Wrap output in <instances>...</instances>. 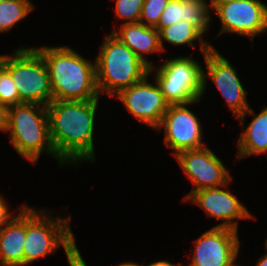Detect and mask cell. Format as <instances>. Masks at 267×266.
<instances>
[{"instance_id": "7402d4cb", "label": "cell", "mask_w": 267, "mask_h": 266, "mask_svg": "<svg viewBox=\"0 0 267 266\" xmlns=\"http://www.w3.org/2000/svg\"><path fill=\"white\" fill-rule=\"evenodd\" d=\"M144 0H116L115 17L126 23H137L140 20Z\"/></svg>"}, {"instance_id": "9c48e42d", "label": "cell", "mask_w": 267, "mask_h": 266, "mask_svg": "<svg viewBox=\"0 0 267 266\" xmlns=\"http://www.w3.org/2000/svg\"><path fill=\"white\" fill-rule=\"evenodd\" d=\"M202 57H204L207 73L203 68V91L201 98L206 93L207 79L209 78L219 90L231 112L238 118L250 105L246 98L247 91L243 87L236 69L215 47L211 48Z\"/></svg>"}, {"instance_id": "4316f807", "label": "cell", "mask_w": 267, "mask_h": 266, "mask_svg": "<svg viewBox=\"0 0 267 266\" xmlns=\"http://www.w3.org/2000/svg\"><path fill=\"white\" fill-rule=\"evenodd\" d=\"M209 5L210 6H220L229 2H233L235 0H209Z\"/></svg>"}, {"instance_id": "d6986e66", "label": "cell", "mask_w": 267, "mask_h": 266, "mask_svg": "<svg viewBox=\"0 0 267 266\" xmlns=\"http://www.w3.org/2000/svg\"><path fill=\"white\" fill-rule=\"evenodd\" d=\"M161 49L164 52V41L172 46L190 45L195 48V42L199 40V50L202 55L206 54L214 46L204 39V34L192 23L185 20H178L169 27L159 32Z\"/></svg>"}, {"instance_id": "83f0119b", "label": "cell", "mask_w": 267, "mask_h": 266, "mask_svg": "<svg viewBox=\"0 0 267 266\" xmlns=\"http://www.w3.org/2000/svg\"><path fill=\"white\" fill-rule=\"evenodd\" d=\"M255 266H267V252L262 257H259Z\"/></svg>"}, {"instance_id": "ac0fdd59", "label": "cell", "mask_w": 267, "mask_h": 266, "mask_svg": "<svg viewBox=\"0 0 267 266\" xmlns=\"http://www.w3.org/2000/svg\"><path fill=\"white\" fill-rule=\"evenodd\" d=\"M254 116L253 120L249 123L246 129H244V119L246 115ZM252 114V115H251ZM241 124L242 133L237 141V157L244 158L250 155H259L267 153V106H263L259 114L254 113L251 107H249L238 118Z\"/></svg>"}, {"instance_id": "5bb4252c", "label": "cell", "mask_w": 267, "mask_h": 266, "mask_svg": "<svg viewBox=\"0 0 267 266\" xmlns=\"http://www.w3.org/2000/svg\"><path fill=\"white\" fill-rule=\"evenodd\" d=\"M228 185L209 187L191 193L184 201L201 207L210 218L223 220L216 227H227L238 231V220L254 219L246 206L229 190Z\"/></svg>"}, {"instance_id": "5b68a950", "label": "cell", "mask_w": 267, "mask_h": 266, "mask_svg": "<svg viewBox=\"0 0 267 266\" xmlns=\"http://www.w3.org/2000/svg\"><path fill=\"white\" fill-rule=\"evenodd\" d=\"M0 64L11 74L22 103L47 106L53 101L46 61L35 47H19L0 54Z\"/></svg>"}, {"instance_id": "ba28073f", "label": "cell", "mask_w": 267, "mask_h": 266, "mask_svg": "<svg viewBox=\"0 0 267 266\" xmlns=\"http://www.w3.org/2000/svg\"><path fill=\"white\" fill-rule=\"evenodd\" d=\"M210 9L221 23L217 37L224 33H235L253 41L254 37L267 31V4L259 0H235L210 6Z\"/></svg>"}, {"instance_id": "52a82bcc", "label": "cell", "mask_w": 267, "mask_h": 266, "mask_svg": "<svg viewBox=\"0 0 267 266\" xmlns=\"http://www.w3.org/2000/svg\"><path fill=\"white\" fill-rule=\"evenodd\" d=\"M159 66L153 69L154 79L160 87L165 101L169 105L192 104L201 100L203 91V66L191 56L163 59Z\"/></svg>"}, {"instance_id": "d4e9b609", "label": "cell", "mask_w": 267, "mask_h": 266, "mask_svg": "<svg viewBox=\"0 0 267 266\" xmlns=\"http://www.w3.org/2000/svg\"><path fill=\"white\" fill-rule=\"evenodd\" d=\"M8 108L0 103V132H5L7 128Z\"/></svg>"}, {"instance_id": "277c9868", "label": "cell", "mask_w": 267, "mask_h": 266, "mask_svg": "<svg viewBox=\"0 0 267 266\" xmlns=\"http://www.w3.org/2000/svg\"><path fill=\"white\" fill-rule=\"evenodd\" d=\"M99 94L115 96L149 74V66L116 36L109 33L95 59Z\"/></svg>"}, {"instance_id": "cb8c5ba5", "label": "cell", "mask_w": 267, "mask_h": 266, "mask_svg": "<svg viewBox=\"0 0 267 266\" xmlns=\"http://www.w3.org/2000/svg\"><path fill=\"white\" fill-rule=\"evenodd\" d=\"M4 199L6 200L0 195V227L13 216L8 203Z\"/></svg>"}, {"instance_id": "ffe728a7", "label": "cell", "mask_w": 267, "mask_h": 266, "mask_svg": "<svg viewBox=\"0 0 267 266\" xmlns=\"http://www.w3.org/2000/svg\"><path fill=\"white\" fill-rule=\"evenodd\" d=\"M34 9L31 0H4L0 2V33L10 31Z\"/></svg>"}, {"instance_id": "44dd1931", "label": "cell", "mask_w": 267, "mask_h": 266, "mask_svg": "<svg viewBox=\"0 0 267 266\" xmlns=\"http://www.w3.org/2000/svg\"><path fill=\"white\" fill-rule=\"evenodd\" d=\"M0 103L7 108L23 104L11 74L0 64Z\"/></svg>"}, {"instance_id": "e0dca14e", "label": "cell", "mask_w": 267, "mask_h": 266, "mask_svg": "<svg viewBox=\"0 0 267 266\" xmlns=\"http://www.w3.org/2000/svg\"><path fill=\"white\" fill-rule=\"evenodd\" d=\"M111 33L132 50L145 64L153 66L148 61L147 54L163 52L160 45L159 32L141 22L121 24V27L113 28Z\"/></svg>"}, {"instance_id": "3957f363", "label": "cell", "mask_w": 267, "mask_h": 266, "mask_svg": "<svg viewBox=\"0 0 267 266\" xmlns=\"http://www.w3.org/2000/svg\"><path fill=\"white\" fill-rule=\"evenodd\" d=\"M10 143L19 156L35 164L41 154L47 153L66 166L56 155L50 137L47 106L27 104L8 108L7 128Z\"/></svg>"}, {"instance_id": "7c38bea8", "label": "cell", "mask_w": 267, "mask_h": 266, "mask_svg": "<svg viewBox=\"0 0 267 266\" xmlns=\"http://www.w3.org/2000/svg\"><path fill=\"white\" fill-rule=\"evenodd\" d=\"M193 243L189 266H228L237 260L241 242L237 230L214 226Z\"/></svg>"}, {"instance_id": "30bf717a", "label": "cell", "mask_w": 267, "mask_h": 266, "mask_svg": "<svg viewBox=\"0 0 267 266\" xmlns=\"http://www.w3.org/2000/svg\"><path fill=\"white\" fill-rule=\"evenodd\" d=\"M197 102L169 105L157 128L159 132L164 129V144L174 150V156L182 151L207 146L202 141L204 134L198 117L187 108Z\"/></svg>"}, {"instance_id": "f1b7e54d", "label": "cell", "mask_w": 267, "mask_h": 266, "mask_svg": "<svg viewBox=\"0 0 267 266\" xmlns=\"http://www.w3.org/2000/svg\"><path fill=\"white\" fill-rule=\"evenodd\" d=\"M117 266H141V264H137V263H134V262H124V263H121Z\"/></svg>"}, {"instance_id": "9a60e30c", "label": "cell", "mask_w": 267, "mask_h": 266, "mask_svg": "<svg viewBox=\"0 0 267 266\" xmlns=\"http://www.w3.org/2000/svg\"><path fill=\"white\" fill-rule=\"evenodd\" d=\"M210 13V5L206 0H169L154 28L160 32L178 20H185L205 34L209 31Z\"/></svg>"}, {"instance_id": "8992f818", "label": "cell", "mask_w": 267, "mask_h": 266, "mask_svg": "<svg viewBox=\"0 0 267 266\" xmlns=\"http://www.w3.org/2000/svg\"><path fill=\"white\" fill-rule=\"evenodd\" d=\"M47 210L46 208L35 210L26 205L23 266L53 254L61 245L65 251L75 242L70 226V216L57 218Z\"/></svg>"}, {"instance_id": "f546056e", "label": "cell", "mask_w": 267, "mask_h": 266, "mask_svg": "<svg viewBox=\"0 0 267 266\" xmlns=\"http://www.w3.org/2000/svg\"><path fill=\"white\" fill-rule=\"evenodd\" d=\"M228 266H240V265H238L237 262L235 263V261H234L233 263H231V264L228 265Z\"/></svg>"}, {"instance_id": "8fae6325", "label": "cell", "mask_w": 267, "mask_h": 266, "mask_svg": "<svg viewBox=\"0 0 267 266\" xmlns=\"http://www.w3.org/2000/svg\"><path fill=\"white\" fill-rule=\"evenodd\" d=\"M184 174L193 183V192L209 187L229 185L232 177L220 158L207 146L200 149L186 150L175 155Z\"/></svg>"}, {"instance_id": "603a6c76", "label": "cell", "mask_w": 267, "mask_h": 266, "mask_svg": "<svg viewBox=\"0 0 267 266\" xmlns=\"http://www.w3.org/2000/svg\"><path fill=\"white\" fill-rule=\"evenodd\" d=\"M169 0H144L140 20L142 24L155 27Z\"/></svg>"}, {"instance_id": "7a4b0ae2", "label": "cell", "mask_w": 267, "mask_h": 266, "mask_svg": "<svg viewBox=\"0 0 267 266\" xmlns=\"http://www.w3.org/2000/svg\"><path fill=\"white\" fill-rule=\"evenodd\" d=\"M46 61L54 101L99 99L96 63H91L69 46L35 47Z\"/></svg>"}, {"instance_id": "2e32d148", "label": "cell", "mask_w": 267, "mask_h": 266, "mask_svg": "<svg viewBox=\"0 0 267 266\" xmlns=\"http://www.w3.org/2000/svg\"><path fill=\"white\" fill-rule=\"evenodd\" d=\"M18 215L12 216L0 227V264L23 266L26 237V204L20 205Z\"/></svg>"}, {"instance_id": "4fadbf2b", "label": "cell", "mask_w": 267, "mask_h": 266, "mask_svg": "<svg viewBox=\"0 0 267 266\" xmlns=\"http://www.w3.org/2000/svg\"><path fill=\"white\" fill-rule=\"evenodd\" d=\"M149 75L150 73L132 86L122 89L115 96L135 119L157 130L169 104L155 79L154 84L149 83Z\"/></svg>"}, {"instance_id": "4dcf8cb0", "label": "cell", "mask_w": 267, "mask_h": 266, "mask_svg": "<svg viewBox=\"0 0 267 266\" xmlns=\"http://www.w3.org/2000/svg\"><path fill=\"white\" fill-rule=\"evenodd\" d=\"M265 250L267 251V239H266V241H265Z\"/></svg>"}, {"instance_id": "6da1fadb", "label": "cell", "mask_w": 267, "mask_h": 266, "mask_svg": "<svg viewBox=\"0 0 267 266\" xmlns=\"http://www.w3.org/2000/svg\"><path fill=\"white\" fill-rule=\"evenodd\" d=\"M99 99L52 101L47 105L50 137L57 157L67 166L94 162L93 135ZM68 163V164H67Z\"/></svg>"}, {"instance_id": "484cf974", "label": "cell", "mask_w": 267, "mask_h": 266, "mask_svg": "<svg viewBox=\"0 0 267 266\" xmlns=\"http://www.w3.org/2000/svg\"><path fill=\"white\" fill-rule=\"evenodd\" d=\"M141 266H145L144 263ZM147 266H184V265L180 263L176 265L167 260H158V261L152 262L151 264H148Z\"/></svg>"}]
</instances>
